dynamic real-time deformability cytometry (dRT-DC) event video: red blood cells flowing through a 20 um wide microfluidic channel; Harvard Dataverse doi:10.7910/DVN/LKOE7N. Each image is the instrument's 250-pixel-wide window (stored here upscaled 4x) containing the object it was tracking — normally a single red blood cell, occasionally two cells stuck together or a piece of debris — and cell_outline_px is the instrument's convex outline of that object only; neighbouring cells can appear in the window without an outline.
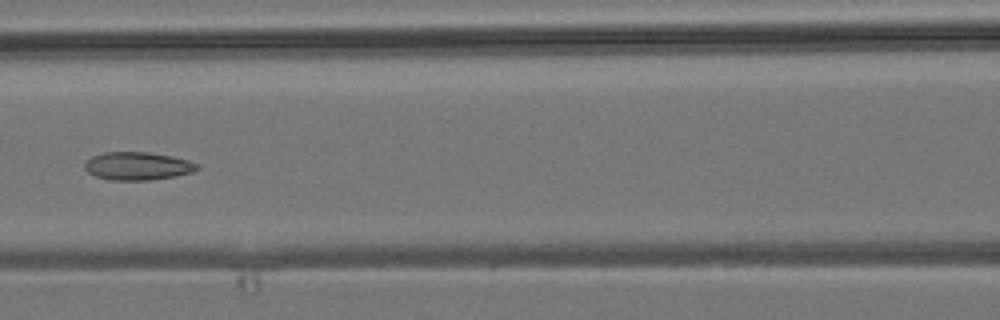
{"species": "common noctule bat (a hibernating species)", "species_latin": "Nyctalus noctula", "temperature_condition": "room temperature", "stored_images_in_passage": 7, "camera_frame_rate_fps": 3000, "um_per_image_px": 0.085, "animal": {"sex": "male", "body_mass_g": 19.2, "forearm_length_mm": 51.8}, "frame": {"image": 1, "passage_image": 6, "time_ms": 5.667, "image_size_px": [1000, 320], "cell_outline_px": [[200, 168], [192, 172], [176, 176], [148, 180], [108, 180], [96, 176], [88, 172], [84, 168], [84, 164], [92, 156], [104, 152], [148, 152], [172, 156], [188, 160], [196, 164]], "centroid_in_image_um": [11.68, 14.11], "position_along_channel_um": 154.9, "area_um2": 18.32}}
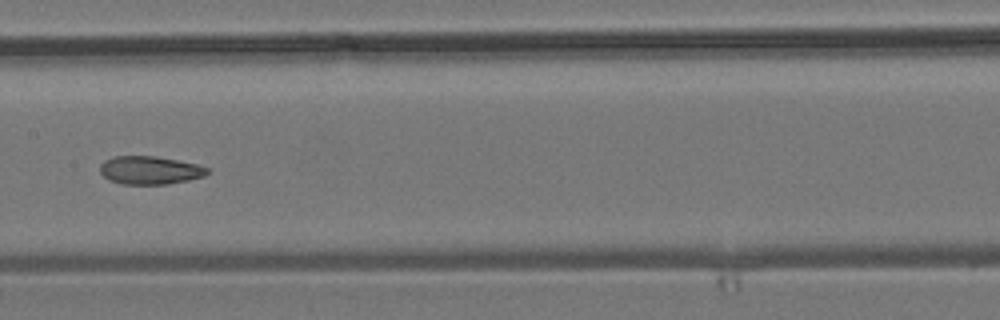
{"frame": {"image": 2, "passage_image": 7, "time_ms": 6.667, "image_size_px": [1000, 320], "cell_outline_px": [[208, 172], [204, 176], [188, 180], [168, 184], [124, 184], [108, 180], [100, 172], [100, 164], [104, 160], [112, 156], [156, 156], [196, 164], [208, 168]], "centroid_in_image_um": [12.7, 14.46], "position_along_channel_um": 194.7, "area_um2": 17.57}}